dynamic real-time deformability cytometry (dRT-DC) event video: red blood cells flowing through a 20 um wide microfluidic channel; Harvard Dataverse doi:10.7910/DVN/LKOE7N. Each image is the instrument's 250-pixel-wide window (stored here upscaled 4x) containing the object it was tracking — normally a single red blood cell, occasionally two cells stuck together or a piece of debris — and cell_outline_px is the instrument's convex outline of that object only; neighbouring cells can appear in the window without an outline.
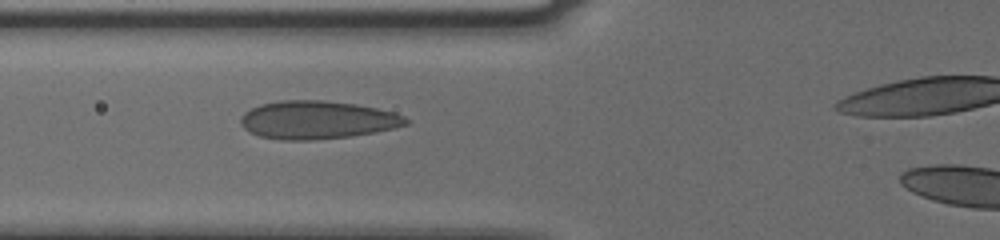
{"species": "human", "species_latin": "Homo sapiens", "temperature_condition": "cold", "stored_images_in_passage": 6, "camera_frame_rate_fps": 3000, "um_per_image_px": 0.085, "donor": {"sex": "male"}, "frame": {"image": 1, "passage_image": 5, "time_ms": 1.333, "image_size_px": [1000, 240], "cell_outline_px": [[408, 124], [392, 128], [352, 136], [312, 140], [280, 140], [260, 136], [248, 132], [240, 124], [240, 116], [244, 112], [260, 104], [280, 100], [324, 100], [356, 104], [376, 108], [392, 112], [404, 116], [408, 120]], "centroid_in_image_um": [26.91, 10.19], "position_along_channel_um": 98.9, "area_um2": 36.7}}
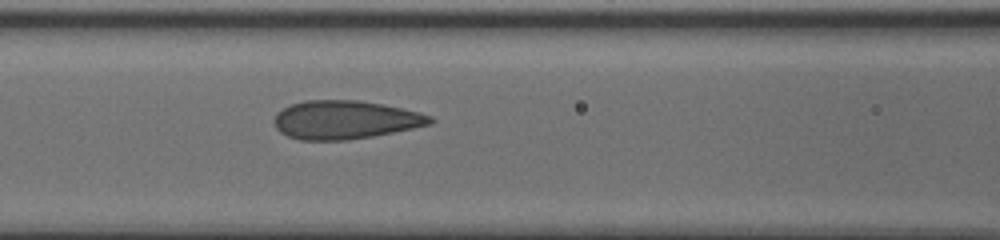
{"frame": {"image": 2, "passage_image": 6, "time_ms": 1.667, "image_size_px": [1000, 240], "cell_outline_px": [[436, 120], [432, 124], [372, 136], [348, 140], [300, 140], [288, 136], [280, 132], [276, 128], [276, 112], [292, 104], [304, 100], [356, 100], [380, 104], [400, 108], [432, 116]], "centroid_in_image_um": [29.33, 10.19], "position_along_channel_um": 137.3, "area_um2": 34.62}}